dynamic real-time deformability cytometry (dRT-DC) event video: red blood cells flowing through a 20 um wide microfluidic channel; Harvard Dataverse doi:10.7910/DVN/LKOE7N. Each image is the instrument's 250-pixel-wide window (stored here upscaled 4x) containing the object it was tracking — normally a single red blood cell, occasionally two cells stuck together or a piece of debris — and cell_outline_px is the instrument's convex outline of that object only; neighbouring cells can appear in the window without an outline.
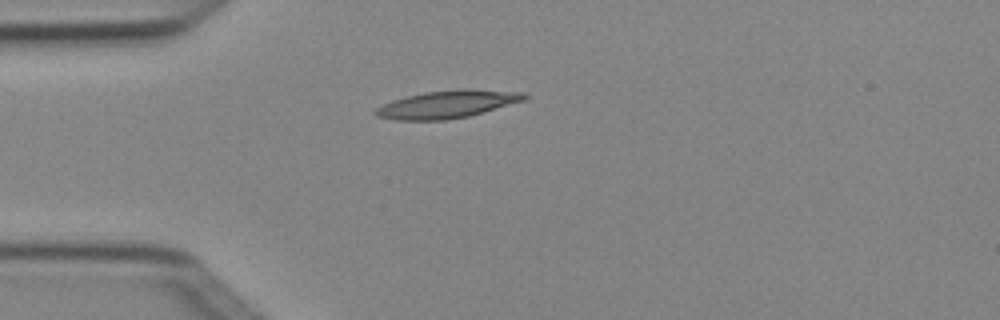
{"species": "Egyptian fruit bat (a non-hibernating species)", "species_latin": "Rousettus aegyptiacus", "temperature_condition": "cold", "stored_images_in_passage": 4, "camera_frame_rate_fps": 3000, "um_per_image_px": 0.085, "animal": {"sex": "female"}, "frame": {"image": 1, "passage_image": 1, "time_ms": 0.0, "image_size_px": [1000, 320], "cell_outline_px": [[528, 96], [524, 100], [468, 116], [444, 120], [396, 120], [376, 116], [372, 112], [376, 108], [392, 100], [424, 92], [460, 88], [468, 88], [524, 92]], "centroid_in_image_um": [38.0, 8.85], "position_along_channel_um": 47.0, "area_um2": 23.93}}
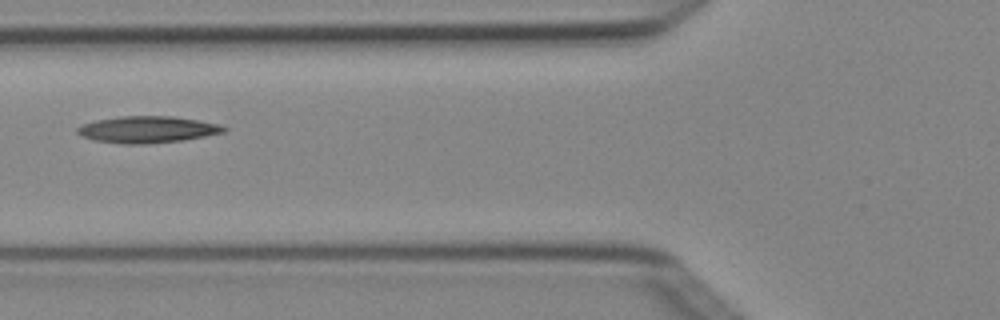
{"frame": {"image": 2, "passage_image": 3, "time_ms": 0.667, "image_size_px": [1000, 320], "cell_outline_px": [[228, 128], [224, 132], [184, 140], [144, 144], [120, 144], [92, 140], [80, 136], [76, 132], [76, 128], [80, 124], [96, 120], [120, 116], [172, 116], [200, 120], [220, 124]], "centroid_in_image_um": [12.49, 11.01], "position_along_channel_um": 113.3, "area_um2": 23.06}}
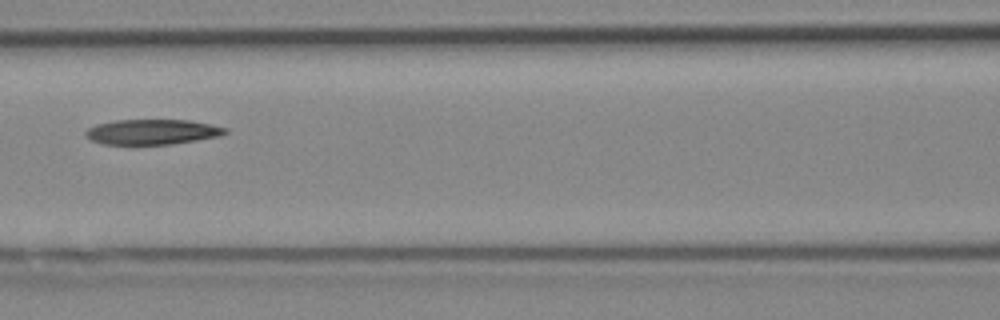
{"frame": {"image": 3, "passage_image": 4, "time_ms": 1.0, "image_size_px": [1000, 320], "cell_outline_px": [[228, 132], [220, 136], [196, 140], [168, 144], [104, 144], [92, 140], [84, 136], [84, 132], [88, 128], [96, 124], [116, 120], [188, 120], [228, 128]], "centroid_in_image_um": [12.91, 11.21], "position_along_channel_um": 153.7, "area_um2": 20.35}}